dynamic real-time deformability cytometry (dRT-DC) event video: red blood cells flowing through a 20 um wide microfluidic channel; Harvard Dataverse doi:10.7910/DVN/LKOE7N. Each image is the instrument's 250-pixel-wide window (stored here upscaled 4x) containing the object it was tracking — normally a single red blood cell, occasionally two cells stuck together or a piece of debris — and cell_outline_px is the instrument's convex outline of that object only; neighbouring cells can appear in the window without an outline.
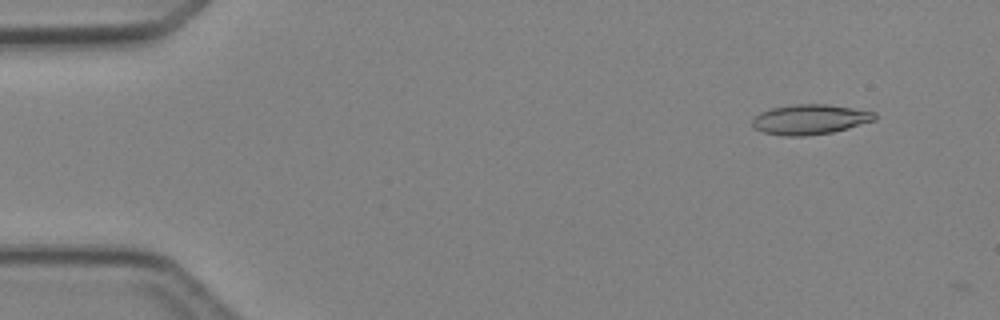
{"species": "Egyptian fruit bat (a non-hibernating species)", "species_latin": "Rousettus aegyptiacus", "temperature_condition": "cold", "stored_images_in_passage": 3, "camera_frame_rate_fps": 3000, "um_per_image_px": 0.085, "animal": {"sex": "female"}, "frame": {"image": 1, "passage_image": 1, "time_ms": 0.0, "image_size_px": [1000, 320], "cell_outline_px": [[876, 120], [848, 128], [832, 132], [804, 136], [784, 136], [764, 132], [756, 128], [752, 124], [752, 120], [760, 112], [772, 108], [792, 104], [828, 104], [876, 112]], "centroid_in_image_um": [68.87, 10.14], "position_along_channel_um": 16.1, "area_um2": 21.33}}
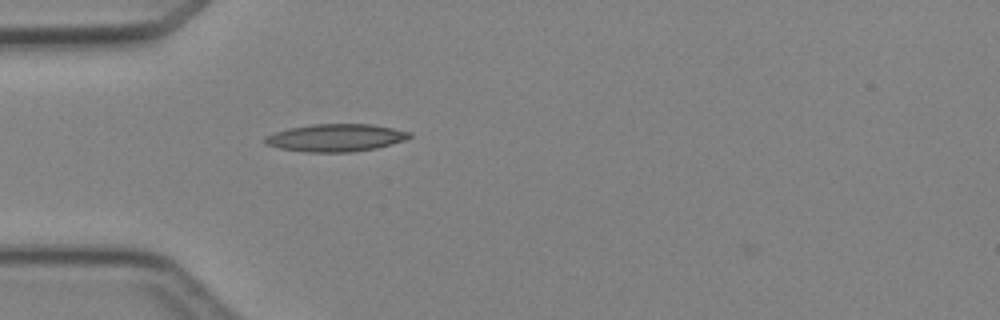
{"frame": {"image": 2, "passage_image": 3, "time_ms": 3.333, "image_size_px": [1000, 320], "cell_outline_px": [[412, 136], [404, 140], [376, 148], [352, 152], [308, 152], [280, 148], [264, 144], [264, 136], [288, 128], [312, 124], [372, 124], [412, 132]], "centroid_in_image_um": [28.53, 11.7], "position_along_channel_um": 56.5, "area_um2": 23.18}}